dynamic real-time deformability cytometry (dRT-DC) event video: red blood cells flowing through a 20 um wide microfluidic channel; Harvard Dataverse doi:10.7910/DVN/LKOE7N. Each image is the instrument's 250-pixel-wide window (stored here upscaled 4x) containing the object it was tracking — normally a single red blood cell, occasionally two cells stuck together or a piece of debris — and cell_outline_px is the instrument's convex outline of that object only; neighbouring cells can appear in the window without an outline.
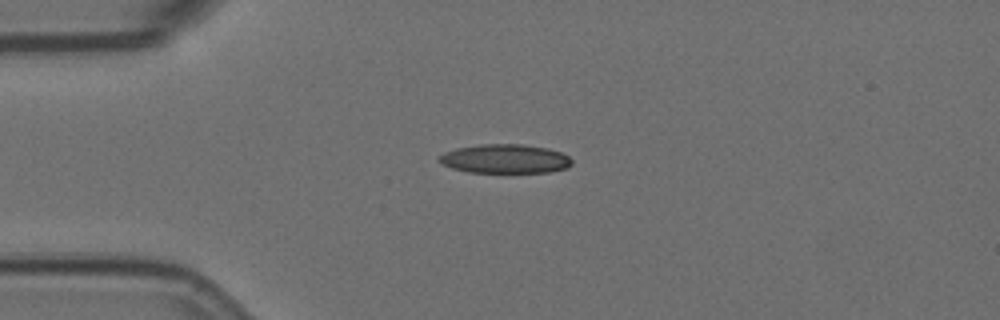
{"species": "Egyptian fruit bat (a non-hibernating species)", "species_latin": "Rousettus aegyptiacus", "temperature_condition": "room temperature", "stored_images_in_passage": 2, "camera_frame_rate_fps": 3000, "um_per_image_px": 0.085, "animal": {"sex": "female"}, "frame": {"image": 1, "passage_image": 1, "time_ms": 0.0, "image_size_px": [1000, 320], "cell_outline_px": [[572, 164], [568, 168], [548, 172], [468, 172], [452, 168], [444, 164], [440, 160], [440, 156], [444, 152], [456, 148], [480, 144], [520, 144], [548, 148], [560, 152], [568, 156], [572, 160]], "centroid_in_image_um": [42.96, 13.49], "position_along_channel_um": 42.0, "area_um2": 22.31}}